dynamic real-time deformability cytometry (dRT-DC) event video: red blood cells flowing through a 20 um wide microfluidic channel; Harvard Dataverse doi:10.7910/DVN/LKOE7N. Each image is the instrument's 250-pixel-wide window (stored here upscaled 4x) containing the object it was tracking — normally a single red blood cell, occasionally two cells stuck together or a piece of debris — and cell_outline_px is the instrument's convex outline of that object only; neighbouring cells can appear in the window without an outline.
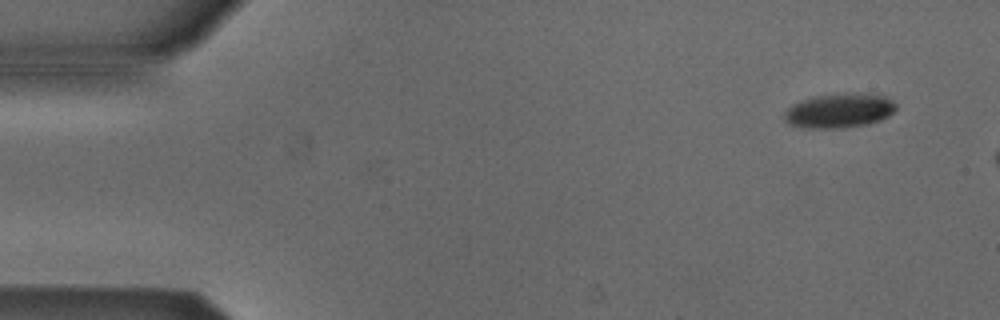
{"species": "Egyptian fruit bat (a non-hibernating species)", "species_latin": "Rousettus aegyptiacus", "temperature_condition": "cold", "stored_images_in_passage": 13, "camera_frame_rate_fps": 3000, "um_per_image_px": 0.085, "animal": {"sex": "male"}, "frame": {"image": 1, "passage_image": 3, "time_ms": 0.667, "image_size_px": [1000, 320], "cell_outline_px": [[896, 108], [888, 116], [880, 120], [868, 124], [844, 128], [804, 128], [792, 124], [784, 120], [784, 112], [792, 104], [800, 100], [812, 96], [868, 92], [884, 96], [892, 100], [896, 104]], "centroid_in_image_um": [71.34, 9.4], "position_along_channel_um": 13.7, "area_um2": 22.54}}